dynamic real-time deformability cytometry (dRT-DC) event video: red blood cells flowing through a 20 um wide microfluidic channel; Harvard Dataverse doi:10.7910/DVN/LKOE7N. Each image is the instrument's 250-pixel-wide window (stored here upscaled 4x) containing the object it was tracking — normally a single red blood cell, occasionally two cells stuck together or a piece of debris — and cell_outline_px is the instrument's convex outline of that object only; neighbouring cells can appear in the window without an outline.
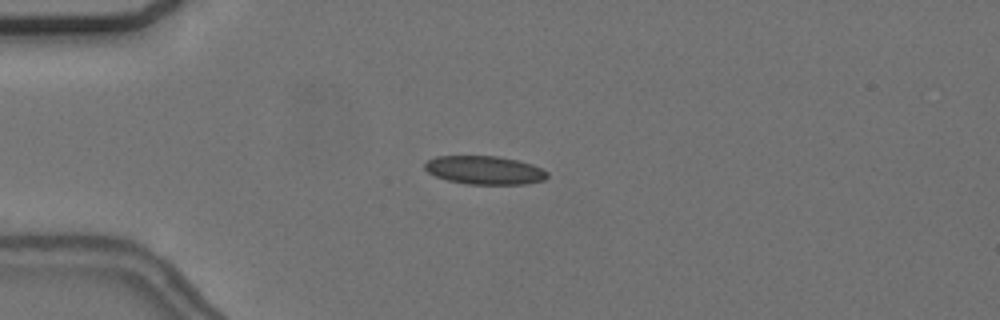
{"species": "common noctule bat (a hibernating species)", "species_latin": "Nyctalus noctula", "temperature_condition": "cold", "stored_images_in_passage": 42, "camera_frame_rate_fps": 3000, "um_per_image_px": 0.085, "animal": {"sex": "female", "body_mass_g": 24.6, "forearm_length_mm": 56.2}, "frame": {"image": 1, "passage_image": 1, "time_ms": 0.0, "image_size_px": [1000, 320], "cell_outline_px": [[548, 176], [544, 180], [524, 184], [468, 184], [448, 180], [436, 176], [428, 172], [424, 168], [424, 164], [428, 160], [436, 156], [496, 156], [520, 160], [532, 164], [548, 172]], "centroid_in_image_um": [41.2, 14.46], "position_along_channel_um": 43.8, "area_um2": 20.29}}
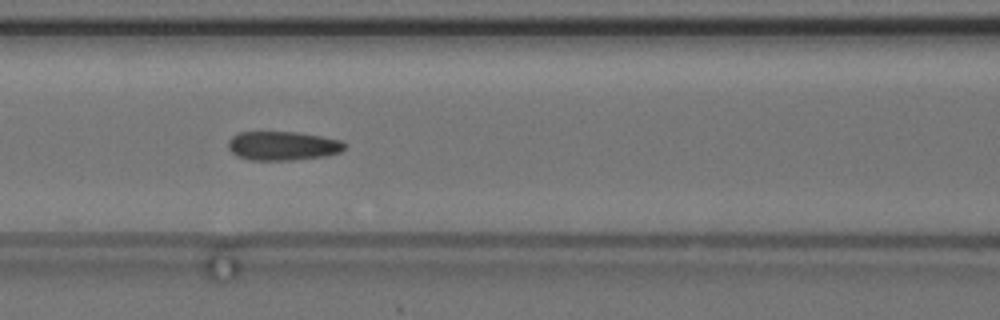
{"frame": {"image": 2, "passage_image": 11, "time_ms": 3.333, "image_size_px": [1000, 320], "cell_outline_px": [[348, 144], [340, 152], [324, 156], [292, 160], [248, 160], [236, 156], [228, 148], [228, 140], [232, 136], [240, 132], [296, 132], [320, 136], [340, 140]], "centroid_in_image_um": [24.01, 12.4], "position_along_channel_um": 142.6, "area_um2": 19.71}}
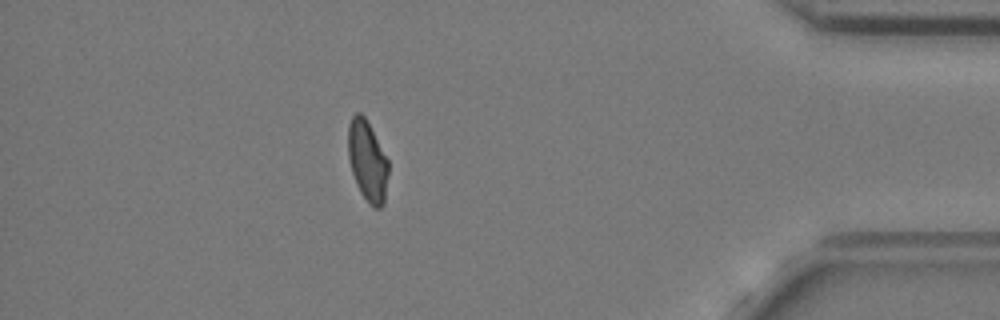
{"frame": {"image": 3, "passage_image": 36, "time_ms": 11.667, "image_size_px": [1000, 320], "cell_outline_px": [[388, 176], [384, 204], [380, 208], [372, 208], [368, 204], [360, 192], [356, 184], [348, 160], [348, 124], [352, 116], [356, 112], [360, 112], [364, 116], [388, 160]], "centroid_in_image_um": [31.22, 13.72], "position_along_channel_um": 404.0, "area_um2": 19.02}, "authors_computed_cell_mechanics": {"area_um2": 19.652, "velocity_mm_per_s": 3.6662, "shape_relaxation_time_tau1_ms": null, "shape_relaxation_time_tau2_ms": 1.7445, "deformation_change_tau1": null, "deformation_change_tau2": 0.0668}}